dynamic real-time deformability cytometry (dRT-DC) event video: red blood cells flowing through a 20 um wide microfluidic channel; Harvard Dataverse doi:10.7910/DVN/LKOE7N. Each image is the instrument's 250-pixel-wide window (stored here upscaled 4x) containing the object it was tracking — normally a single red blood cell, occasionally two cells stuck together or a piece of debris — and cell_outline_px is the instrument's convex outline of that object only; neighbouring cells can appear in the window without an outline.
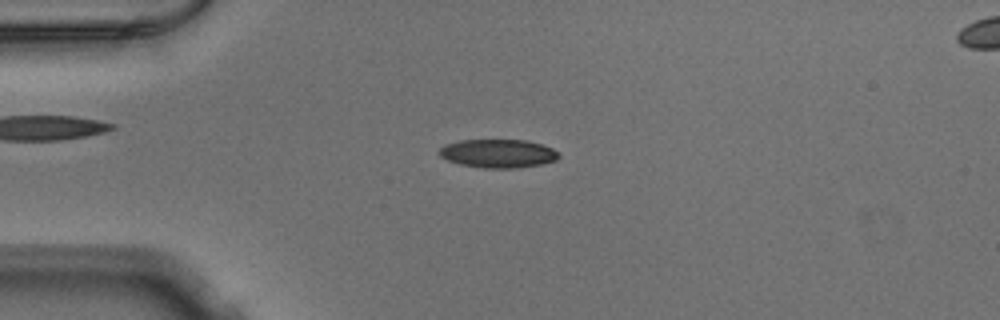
{"species": "Egyptian fruit bat (a non-hibernating species)", "species_latin": "Rousettus aegyptiacus", "temperature_condition": "warm", "stored_images_in_passage": 52, "camera_frame_rate_fps": 3000, "um_per_image_px": 0.085, "animal": {"sex": "male"}, "frame": {"image": 1, "passage_image": 13, "time_ms": 4.0, "image_size_px": [1000, 320], "cell_outline_px": [[560, 156], [556, 160], [540, 164], [516, 168], [484, 168], [460, 164], [448, 160], [440, 156], [440, 148], [444, 144], [460, 140], [528, 140], [552, 148], [560, 152]], "centroid_in_image_um": [42.35, 13.04], "position_along_channel_um": 42.7, "area_um2": 19.83}}
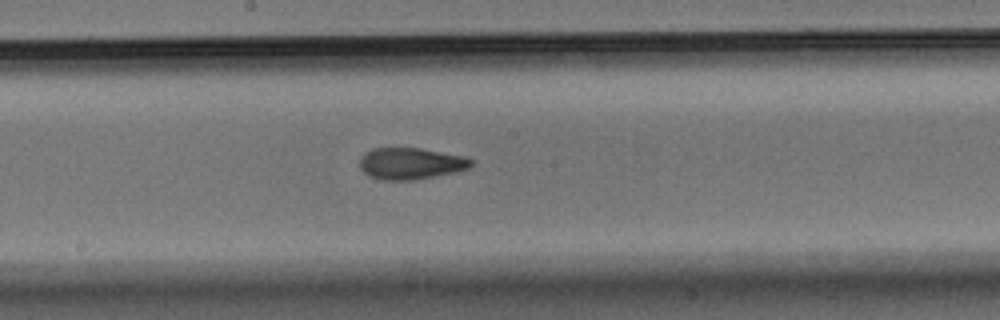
{"frame": {"image": 2, "passage_image": 28, "time_ms": 9.0, "image_size_px": [1000, 320], "cell_outline_px": [[472, 164], [468, 168], [456, 172], [416, 180], [380, 180], [368, 176], [360, 168], [360, 156], [364, 152], [372, 148], [420, 148], [464, 156], [472, 160]], "centroid_in_image_um": [34.87, 13.9], "position_along_channel_um": 213.3, "area_um2": 20.69}}
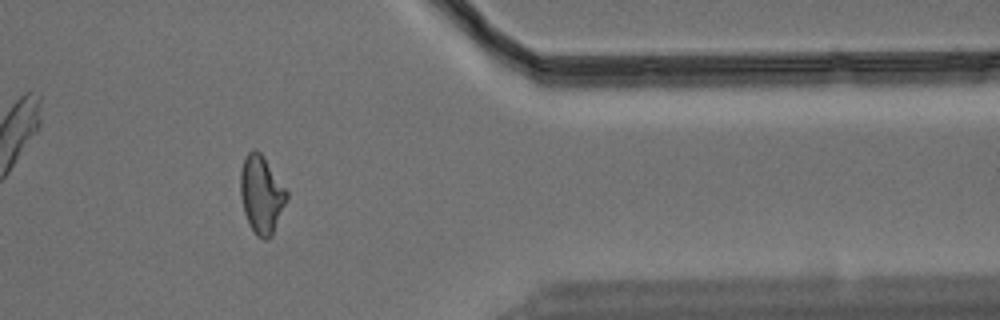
{"frame": {"image": 3, "passage_image": 43, "time_ms": 14.0, "image_size_px": [1000, 320], "cell_outline_px": [[288, 200], [272, 236], [268, 240], [264, 240], [256, 236], [248, 224], [244, 212], [240, 196], [240, 172], [244, 156], [252, 148], [256, 148], [264, 156], [288, 192]], "centroid_in_image_um": [22.22, 16.54], "position_along_channel_um": 389.2, "area_um2": 21.5}}